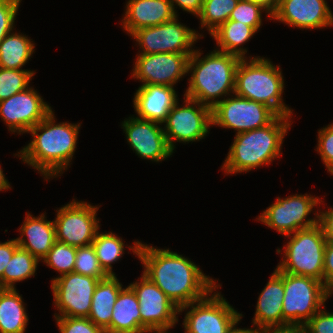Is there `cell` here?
Instances as JSON below:
<instances>
[{"label": "cell", "instance_id": "obj_1", "mask_svg": "<svg viewBox=\"0 0 333 333\" xmlns=\"http://www.w3.org/2000/svg\"><path fill=\"white\" fill-rule=\"evenodd\" d=\"M143 264V274L154 282L178 308L204 298L218 284L190 259L134 241L128 246Z\"/></svg>", "mask_w": 333, "mask_h": 333}, {"label": "cell", "instance_id": "obj_2", "mask_svg": "<svg viewBox=\"0 0 333 333\" xmlns=\"http://www.w3.org/2000/svg\"><path fill=\"white\" fill-rule=\"evenodd\" d=\"M80 127V123L55 124L54 112L51 111L27 132L32 134L33 139L16 155L37 169L45 180L56 178L70 166Z\"/></svg>", "mask_w": 333, "mask_h": 333}, {"label": "cell", "instance_id": "obj_3", "mask_svg": "<svg viewBox=\"0 0 333 333\" xmlns=\"http://www.w3.org/2000/svg\"><path fill=\"white\" fill-rule=\"evenodd\" d=\"M201 54L195 50L189 57L187 74L191 73V77L184 97L213 108L220 97L234 94L236 70L241 58L218 50L200 59Z\"/></svg>", "mask_w": 333, "mask_h": 333}, {"label": "cell", "instance_id": "obj_4", "mask_svg": "<svg viewBox=\"0 0 333 333\" xmlns=\"http://www.w3.org/2000/svg\"><path fill=\"white\" fill-rule=\"evenodd\" d=\"M291 118L278 116L271 124L235 134L221 170L226 174L249 172L271 164L282 155L283 139L291 126Z\"/></svg>", "mask_w": 333, "mask_h": 333}, {"label": "cell", "instance_id": "obj_5", "mask_svg": "<svg viewBox=\"0 0 333 333\" xmlns=\"http://www.w3.org/2000/svg\"><path fill=\"white\" fill-rule=\"evenodd\" d=\"M280 65L264 57L242 58L236 70L235 91L238 96L263 103L279 116L292 118V109L282 99L284 77Z\"/></svg>", "mask_w": 333, "mask_h": 333}, {"label": "cell", "instance_id": "obj_6", "mask_svg": "<svg viewBox=\"0 0 333 333\" xmlns=\"http://www.w3.org/2000/svg\"><path fill=\"white\" fill-rule=\"evenodd\" d=\"M292 235V236H291ZM290 238L284 245V256L278 271L293 275L308 276L323 282L326 239L319 224L286 235Z\"/></svg>", "mask_w": 333, "mask_h": 333}, {"label": "cell", "instance_id": "obj_7", "mask_svg": "<svg viewBox=\"0 0 333 333\" xmlns=\"http://www.w3.org/2000/svg\"><path fill=\"white\" fill-rule=\"evenodd\" d=\"M329 297L323 282L284 272L283 325L305 324Z\"/></svg>", "mask_w": 333, "mask_h": 333}, {"label": "cell", "instance_id": "obj_8", "mask_svg": "<svg viewBox=\"0 0 333 333\" xmlns=\"http://www.w3.org/2000/svg\"><path fill=\"white\" fill-rule=\"evenodd\" d=\"M217 287L221 288L218 284L204 298L179 308V312L190 308L182 323L184 333H227L243 316L219 292L212 294Z\"/></svg>", "mask_w": 333, "mask_h": 333}, {"label": "cell", "instance_id": "obj_9", "mask_svg": "<svg viewBox=\"0 0 333 333\" xmlns=\"http://www.w3.org/2000/svg\"><path fill=\"white\" fill-rule=\"evenodd\" d=\"M224 98L212 108V125L234 129L236 134L263 128L279 115L267 105L234 96Z\"/></svg>", "mask_w": 333, "mask_h": 333}, {"label": "cell", "instance_id": "obj_10", "mask_svg": "<svg viewBox=\"0 0 333 333\" xmlns=\"http://www.w3.org/2000/svg\"><path fill=\"white\" fill-rule=\"evenodd\" d=\"M323 202L312 195H291L277 200L258 216L257 220L269 228L286 236L301 229L311 228L318 224V211L315 218H308L315 206ZM308 218V219H306Z\"/></svg>", "mask_w": 333, "mask_h": 333}, {"label": "cell", "instance_id": "obj_11", "mask_svg": "<svg viewBox=\"0 0 333 333\" xmlns=\"http://www.w3.org/2000/svg\"><path fill=\"white\" fill-rule=\"evenodd\" d=\"M184 106L177 102L166 116L163 131L174 151L177 142H196L204 139L212 126V108L184 97Z\"/></svg>", "mask_w": 333, "mask_h": 333}, {"label": "cell", "instance_id": "obj_12", "mask_svg": "<svg viewBox=\"0 0 333 333\" xmlns=\"http://www.w3.org/2000/svg\"><path fill=\"white\" fill-rule=\"evenodd\" d=\"M139 279L140 282L130 283L129 286L138 299L141 327L147 333L168 331L178 322V306L144 274Z\"/></svg>", "mask_w": 333, "mask_h": 333}, {"label": "cell", "instance_id": "obj_13", "mask_svg": "<svg viewBox=\"0 0 333 333\" xmlns=\"http://www.w3.org/2000/svg\"><path fill=\"white\" fill-rule=\"evenodd\" d=\"M178 21V16H176L173 20L163 24L134 31L130 36L138 42L141 48L140 54H193L195 50L192 47L203 35Z\"/></svg>", "mask_w": 333, "mask_h": 333}, {"label": "cell", "instance_id": "obj_14", "mask_svg": "<svg viewBox=\"0 0 333 333\" xmlns=\"http://www.w3.org/2000/svg\"><path fill=\"white\" fill-rule=\"evenodd\" d=\"M98 209L88 202L73 199L56 210V240L74 247L91 245L100 228V220L96 217Z\"/></svg>", "mask_w": 333, "mask_h": 333}, {"label": "cell", "instance_id": "obj_15", "mask_svg": "<svg viewBox=\"0 0 333 333\" xmlns=\"http://www.w3.org/2000/svg\"><path fill=\"white\" fill-rule=\"evenodd\" d=\"M99 281L75 272L52 279L53 303L59 311L54 317L88 318L92 297Z\"/></svg>", "mask_w": 333, "mask_h": 333}, {"label": "cell", "instance_id": "obj_16", "mask_svg": "<svg viewBox=\"0 0 333 333\" xmlns=\"http://www.w3.org/2000/svg\"><path fill=\"white\" fill-rule=\"evenodd\" d=\"M192 54L157 53L137 54L132 77L142 85H166L174 87L180 79L187 75L188 60Z\"/></svg>", "mask_w": 333, "mask_h": 333}, {"label": "cell", "instance_id": "obj_17", "mask_svg": "<svg viewBox=\"0 0 333 333\" xmlns=\"http://www.w3.org/2000/svg\"><path fill=\"white\" fill-rule=\"evenodd\" d=\"M52 111L32 87L0 101V116L11 133H27Z\"/></svg>", "mask_w": 333, "mask_h": 333}, {"label": "cell", "instance_id": "obj_18", "mask_svg": "<svg viewBox=\"0 0 333 333\" xmlns=\"http://www.w3.org/2000/svg\"><path fill=\"white\" fill-rule=\"evenodd\" d=\"M160 125L162 124L134 116L123 121L122 129L126 140L141 159L159 162L173 154Z\"/></svg>", "mask_w": 333, "mask_h": 333}, {"label": "cell", "instance_id": "obj_19", "mask_svg": "<svg viewBox=\"0 0 333 333\" xmlns=\"http://www.w3.org/2000/svg\"><path fill=\"white\" fill-rule=\"evenodd\" d=\"M272 19L303 30L333 26L326 0H280Z\"/></svg>", "mask_w": 333, "mask_h": 333}, {"label": "cell", "instance_id": "obj_20", "mask_svg": "<svg viewBox=\"0 0 333 333\" xmlns=\"http://www.w3.org/2000/svg\"><path fill=\"white\" fill-rule=\"evenodd\" d=\"M133 98V107L138 118L160 124L171 108L178 102L174 87L166 85H140Z\"/></svg>", "mask_w": 333, "mask_h": 333}, {"label": "cell", "instance_id": "obj_21", "mask_svg": "<svg viewBox=\"0 0 333 333\" xmlns=\"http://www.w3.org/2000/svg\"><path fill=\"white\" fill-rule=\"evenodd\" d=\"M122 26L127 34L171 21L176 17L169 0H128Z\"/></svg>", "mask_w": 333, "mask_h": 333}, {"label": "cell", "instance_id": "obj_22", "mask_svg": "<svg viewBox=\"0 0 333 333\" xmlns=\"http://www.w3.org/2000/svg\"><path fill=\"white\" fill-rule=\"evenodd\" d=\"M283 297L284 272L275 269L258 297L253 325L260 330L283 326Z\"/></svg>", "mask_w": 333, "mask_h": 333}, {"label": "cell", "instance_id": "obj_23", "mask_svg": "<svg viewBox=\"0 0 333 333\" xmlns=\"http://www.w3.org/2000/svg\"><path fill=\"white\" fill-rule=\"evenodd\" d=\"M45 218V213L38 217L26 213L24 223L19 228L21 235L16 238L18 246L30 252L39 261H42L56 242L55 223Z\"/></svg>", "mask_w": 333, "mask_h": 333}, {"label": "cell", "instance_id": "obj_24", "mask_svg": "<svg viewBox=\"0 0 333 333\" xmlns=\"http://www.w3.org/2000/svg\"><path fill=\"white\" fill-rule=\"evenodd\" d=\"M105 333H147L141 327L139 303L133 289L123 288L113 306L110 325Z\"/></svg>", "mask_w": 333, "mask_h": 333}, {"label": "cell", "instance_id": "obj_25", "mask_svg": "<svg viewBox=\"0 0 333 333\" xmlns=\"http://www.w3.org/2000/svg\"><path fill=\"white\" fill-rule=\"evenodd\" d=\"M122 289L116 275H108L95 288L88 318L103 330L110 325L113 306Z\"/></svg>", "mask_w": 333, "mask_h": 333}, {"label": "cell", "instance_id": "obj_26", "mask_svg": "<svg viewBox=\"0 0 333 333\" xmlns=\"http://www.w3.org/2000/svg\"><path fill=\"white\" fill-rule=\"evenodd\" d=\"M28 315L16 288H0V333H24Z\"/></svg>", "mask_w": 333, "mask_h": 333}, {"label": "cell", "instance_id": "obj_27", "mask_svg": "<svg viewBox=\"0 0 333 333\" xmlns=\"http://www.w3.org/2000/svg\"><path fill=\"white\" fill-rule=\"evenodd\" d=\"M257 31L251 26L242 24L239 21L228 20L221 24L210 35L217 42L218 51L234 54L238 57L246 58L247 49L241 48V45L253 37Z\"/></svg>", "mask_w": 333, "mask_h": 333}, {"label": "cell", "instance_id": "obj_28", "mask_svg": "<svg viewBox=\"0 0 333 333\" xmlns=\"http://www.w3.org/2000/svg\"><path fill=\"white\" fill-rule=\"evenodd\" d=\"M32 42L22 33H8L0 42V67L21 70L35 50Z\"/></svg>", "mask_w": 333, "mask_h": 333}, {"label": "cell", "instance_id": "obj_29", "mask_svg": "<svg viewBox=\"0 0 333 333\" xmlns=\"http://www.w3.org/2000/svg\"><path fill=\"white\" fill-rule=\"evenodd\" d=\"M39 260L27 250L18 247L6 265L3 277L0 279V288L15 289V283L35 276Z\"/></svg>", "mask_w": 333, "mask_h": 333}, {"label": "cell", "instance_id": "obj_30", "mask_svg": "<svg viewBox=\"0 0 333 333\" xmlns=\"http://www.w3.org/2000/svg\"><path fill=\"white\" fill-rule=\"evenodd\" d=\"M122 240L112 232L100 233L98 231L92 242L99 264L107 275H116L112 271L111 264L117 262L124 253L125 245Z\"/></svg>", "mask_w": 333, "mask_h": 333}, {"label": "cell", "instance_id": "obj_31", "mask_svg": "<svg viewBox=\"0 0 333 333\" xmlns=\"http://www.w3.org/2000/svg\"><path fill=\"white\" fill-rule=\"evenodd\" d=\"M239 0H203L198 16L201 29L207 28L209 34L229 20Z\"/></svg>", "mask_w": 333, "mask_h": 333}, {"label": "cell", "instance_id": "obj_32", "mask_svg": "<svg viewBox=\"0 0 333 333\" xmlns=\"http://www.w3.org/2000/svg\"><path fill=\"white\" fill-rule=\"evenodd\" d=\"M36 72L33 70L0 67V101L26 90Z\"/></svg>", "mask_w": 333, "mask_h": 333}, {"label": "cell", "instance_id": "obj_33", "mask_svg": "<svg viewBox=\"0 0 333 333\" xmlns=\"http://www.w3.org/2000/svg\"><path fill=\"white\" fill-rule=\"evenodd\" d=\"M75 257L76 247L56 240L42 262L59 272L61 276L73 272Z\"/></svg>", "mask_w": 333, "mask_h": 333}, {"label": "cell", "instance_id": "obj_34", "mask_svg": "<svg viewBox=\"0 0 333 333\" xmlns=\"http://www.w3.org/2000/svg\"><path fill=\"white\" fill-rule=\"evenodd\" d=\"M73 272L102 280L108 275L99 264L95 250L91 245L76 247Z\"/></svg>", "mask_w": 333, "mask_h": 333}, {"label": "cell", "instance_id": "obj_35", "mask_svg": "<svg viewBox=\"0 0 333 333\" xmlns=\"http://www.w3.org/2000/svg\"><path fill=\"white\" fill-rule=\"evenodd\" d=\"M264 11L268 13L262 6L250 0H239L229 20L239 21L258 31L262 25V12Z\"/></svg>", "mask_w": 333, "mask_h": 333}, {"label": "cell", "instance_id": "obj_36", "mask_svg": "<svg viewBox=\"0 0 333 333\" xmlns=\"http://www.w3.org/2000/svg\"><path fill=\"white\" fill-rule=\"evenodd\" d=\"M60 333H105L89 318L55 317Z\"/></svg>", "mask_w": 333, "mask_h": 333}, {"label": "cell", "instance_id": "obj_37", "mask_svg": "<svg viewBox=\"0 0 333 333\" xmlns=\"http://www.w3.org/2000/svg\"><path fill=\"white\" fill-rule=\"evenodd\" d=\"M22 0H0V42L13 32L14 22Z\"/></svg>", "mask_w": 333, "mask_h": 333}, {"label": "cell", "instance_id": "obj_38", "mask_svg": "<svg viewBox=\"0 0 333 333\" xmlns=\"http://www.w3.org/2000/svg\"><path fill=\"white\" fill-rule=\"evenodd\" d=\"M318 146H316L318 154L328 170L333 165V123L318 130Z\"/></svg>", "mask_w": 333, "mask_h": 333}, {"label": "cell", "instance_id": "obj_39", "mask_svg": "<svg viewBox=\"0 0 333 333\" xmlns=\"http://www.w3.org/2000/svg\"><path fill=\"white\" fill-rule=\"evenodd\" d=\"M325 307L305 323L308 333H333V312H326Z\"/></svg>", "mask_w": 333, "mask_h": 333}, {"label": "cell", "instance_id": "obj_40", "mask_svg": "<svg viewBox=\"0 0 333 333\" xmlns=\"http://www.w3.org/2000/svg\"><path fill=\"white\" fill-rule=\"evenodd\" d=\"M323 284L333 294V242H327L324 253Z\"/></svg>", "mask_w": 333, "mask_h": 333}, {"label": "cell", "instance_id": "obj_41", "mask_svg": "<svg viewBox=\"0 0 333 333\" xmlns=\"http://www.w3.org/2000/svg\"><path fill=\"white\" fill-rule=\"evenodd\" d=\"M318 224L321 226L327 242H333V208L318 212Z\"/></svg>", "mask_w": 333, "mask_h": 333}, {"label": "cell", "instance_id": "obj_42", "mask_svg": "<svg viewBox=\"0 0 333 333\" xmlns=\"http://www.w3.org/2000/svg\"><path fill=\"white\" fill-rule=\"evenodd\" d=\"M18 247L16 239H11L4 243L0 242V279L3 277L5 267L9 264L14 251Z\"/></svg>", "mask_w": 333, "mask_h": 333}, {"label": "cell", "instance_id": "obj_43", "mask_svg": "<svg viewBox=\"0 0 333 333\" xmlns=\"http://www.w3.org/2000/svg\"><path fill=\"white\" fill-rule=\"evenodd\" d=\"M172 4L173 10L177 15V11L175 10V6H179L181 10L189 12L190 14L198 17L201 9L203 0H169ZM175 3V4H174Z\"/></svg>", "mask_w": 333, "mask_h": 333}, {"label": "cell", "instance_id": "obj_44", "mask_svg": "<svg viewBox=\"0 0 333 333\" xmlns=\"http://www.w3.org/2000/svg\"><path fill=\"white\" fill-rule=\"evenodd\" d=\"M261 333H308V331L305 324H286L262 329Z\"/></svg>", "mask_w": 333, "mask_h": 333}, {"label": "cell", "instance_id": "obj_45", "mask_svg": "<svg viewBox=\"0 0 333 333\" xmlns=\"http://www.w3.org/2000/svg\"><path fill=\"white\" fill-rule=\"evenodd\" d=\"M250 1L262 6L268 12V14L266 15L272 18V15L276 12L278 8L280 0H250Z\"/></svg>", "mask_w": 333, "mask_h": 333}, {"label": "cell", "instance_id": "obj_46", "mask_svg": "<svg viewBox=\"0 0 333 333\" xmlns=\"http://www.w3.org/2000/svg\"><path fill=\"white\" fill-rule=\"evenodd\" d=\"M240 320H241V318L230 327V329L227 331V333H261V330L255 326H253L254 328H251V329L237 328L236 326Z\"/></svg>", "mask_w": 333, "mask_h": 333}, {"label": "cell", "instance_id": "obj_47", "mask_svg": "<svg viewBox=\"0 0 333 333\" xmlns=\"http://www.w3.org/2000/svg\"><path fill=\"white\" fill-rule=\"evenodd\" d=\"M1 166V165H0ZM10 184L8 182V180L5 177V174H3V170L0 167V191L2 190H7L10 189Z\"/></svg>", "mask_w": 333, "mask_h": 333}, {"label": "cell", "instance_id": "obj_48", "mask_svg": "<svg viewBox=\"0 0 333 333\" xmlns=\"http://www.w3.org/2000/svg\"><path fill=\"white\" fill-rule=\"evenodd\" d=\"M331 175H333V165L327 170Z\"/></svg>", "mask_w": 333, "mask_h": 333}]
</instances>
